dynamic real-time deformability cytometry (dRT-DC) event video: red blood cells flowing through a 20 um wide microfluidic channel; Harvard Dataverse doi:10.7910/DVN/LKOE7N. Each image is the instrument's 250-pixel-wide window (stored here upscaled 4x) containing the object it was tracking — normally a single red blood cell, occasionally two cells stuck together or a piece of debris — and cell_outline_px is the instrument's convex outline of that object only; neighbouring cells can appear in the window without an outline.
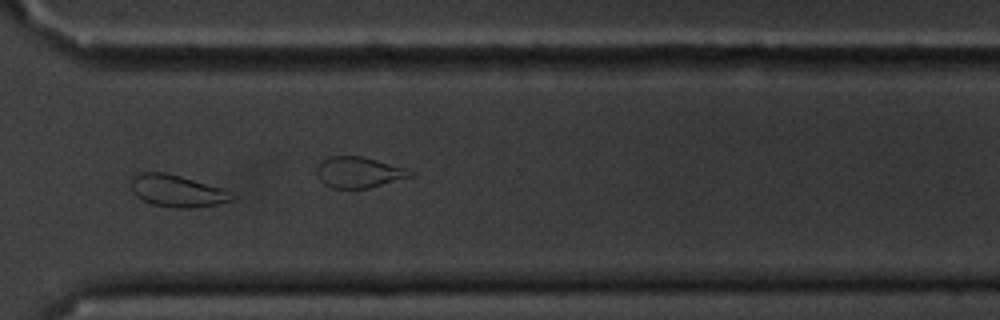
{"species": "common noctule bat (a hibernating species)", "species_latin": "Nyctalus noctula", "temperature_condition": "cold", "stored_images_in_passage": 16, "camera_frame_rate_fps": 3000, "um_per_image_px": 0.085, "animal": {"sex": "male", "body_mass_g": 20.1, "forearm_length_mm": 53.5}, "frame": {"image": 1, "passage_image": 12, "time_ms": 12.667, "image_size_px": [1000, 320], "cell_outline_px": [[236, 200], [216, 204], [192, 208], [176, 208], [152, 204], [136, 196], [132, 188], [132, 172], [164, 172], [180, 176], [220, 188], [236, 196]], "centroid_in_image_um": [15.03, 16.22], "position_along_channel_um": 355.6, "area_um2": 18.67}}
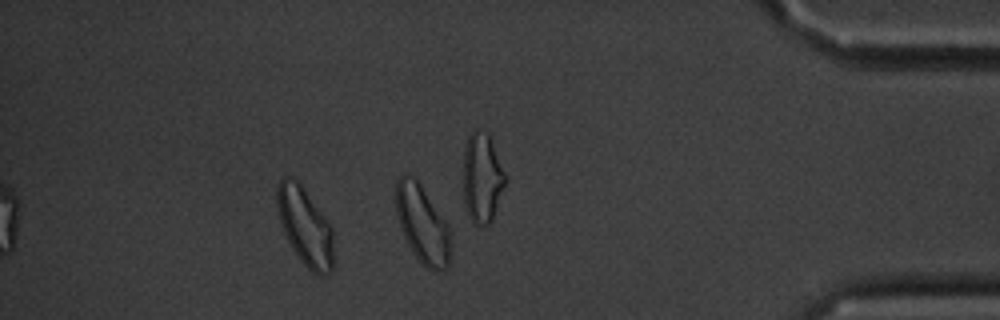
{"frame": {"image": 2, "passage_image": 14, "time_ms": 15.0, "image_size_px": [1000, 320], "cell_outline_px": [[332, 272], [324, 276], [320, 276], [312, 272], [300, 260], [292, 248], [280, 224], [276, 204], [276, 188], [280, 180], [284, 176], [288, 176], [296, 180], [300, 184], [332, 228]], "centroid_in_image_um": [25.89, 19.27], "position_along_channel_um": 409.3, "area_um2": 25.32}, "authors_computed_cell_mechanics": {"area_um2": 19.2763, "velocity_mm_per_s": 3.4432, "shape_relaxation_time_tau1_ms": 2.6604, "shape_relaxation_time_tau2_ms": 1.8489, "deformation_change_tau1": 0.0703, "deformation_change_tau2": 0.0615}}